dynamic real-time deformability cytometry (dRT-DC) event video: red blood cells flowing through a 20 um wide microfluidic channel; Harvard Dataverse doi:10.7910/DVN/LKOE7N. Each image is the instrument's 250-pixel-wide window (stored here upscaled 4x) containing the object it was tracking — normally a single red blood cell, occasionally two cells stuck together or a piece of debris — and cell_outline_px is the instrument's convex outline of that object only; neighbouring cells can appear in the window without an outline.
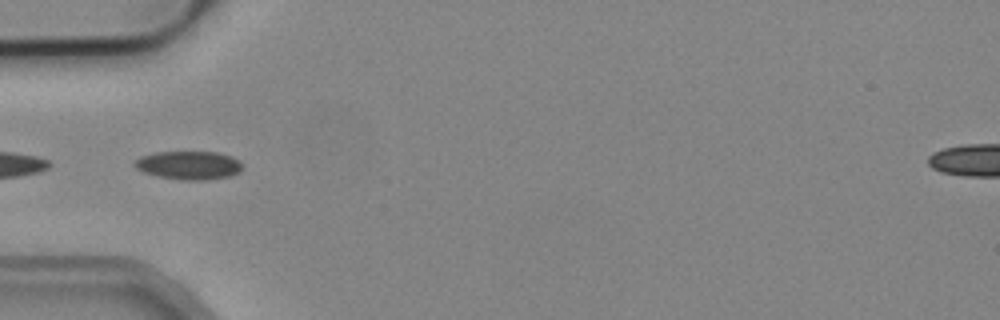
{"species": "common noctule bat (a hibernating species)", "species_latin": "Nyctalus noctula", "temperature_condition": "cold", "stored_images_in_passage": 5, "segment_of_instrument_passage": [2, 2], "camera_frame_rate_fps": 3000, "um_per_image_px": 0.085, "animal": {"sex": "male", "body_mass_g": 19.2, "forearm_length_mm": 51.8}, "frame": {"image": 1, "passage_image": 4, "time_ms": 1.0, "image_size_px": [1000, 320], "cell_outline_px": [[240, 172], [228, 176], [204, 180], [180, 180], [156, 176], [144, 172], [136, 168], [132, 164], [132, 160], [140, 156], [156, 152], [216, 152], [232, 156], [240, 164]], "centroid_in_image_um": [15.96, 14.04], "position_along_channel_um": 69.0, "area_um2": 17.86}}